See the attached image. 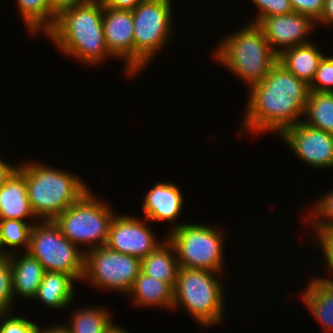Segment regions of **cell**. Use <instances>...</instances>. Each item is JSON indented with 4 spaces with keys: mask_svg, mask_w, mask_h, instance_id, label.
<instances>
[{
    "mask_svg": "<svg viewBox=\"0 0 333 333\" xmlns=\"http://www.w3.org/2000/svg\"><path fill=\"white\" fill-rule=\"evenodd\" d=\"M248 89L245 116L237 135H280L304 119L309 85L277 62L266 77ZM241 132V134H240Z\"/></svg>",
    "mask_w": 333,
    "mask_h": 333,
    "instance_id": "6da1fadb",
    "label": "cell"
},
{
    "mask_svg": "<svg viewBox=\"0 0 333 333\" xmlns=\"http://www.w3.org/2000/svg\"><path fill=\"white\" fill-rule=\"evenodd\" d=\"M103 5L86 1L62 11L45 34L57 50L88 66H99L109 58L103 33Z\"/></svg>",
    "mask_w": 333,
    "mask_h": 333,
    "instance_id": "7a4b0ae2",
    "label": "cell"
},
{
    "mask_svg": "<svg viewBox=\"0 0 333 333\" xmlns=\"http://www.w3.org/2000/svg\"><path fill=\"white\" fill-rule=\"evenodd\" d=\"M17 168L25 175L30 207L39 221H53L91 189L69 170L36 161L18 163Z\"/></svg>",
    "mask_w": 333,
    "mask_h": 333,
    "instance_id": "3957f363",
    "label": "cell"
},
{
    "mask_svg": "<svg viewBox=\"0 0 333 333\" xmlns=\"http://www.w3.org/2000/svg\"><path fill=\"white\" fill-rule=\"evenodd\" d=\"M242 27L218 41L212 56L249 88L266 77L278 55L257 24L248 22Z\"/></svg>",
    "mask_w": 333,
    "mask_h": 333,
    "instance_id": "277c9868",
    "label": "cell"
},
{
    "mask_svg": "<svg viewBox=\"0 0 333 333\" xmlns=\"http://www.w3.org/2000/svg\"><path fill=\"white\" fill-rule=\"evenodd\" d=\"M221 274L206 269L180 267L173 288L172 311L182 307L202 328L221 325L227 301L219 279Z\"/></svg>",
    "mask_w": 333,
    "mask_h": 333,
    "instance_id": "5b68a950",
    "label": "cell"
},
{
    "mask_svg": "<svg viewBox=\"0 0 333 333\" xmlns=\"http://www.w3.org/2000/svg\"><path fill=\"white\" fill-rule=\"evenodd\" d=\"M95 194L89 189L53 220L61 233L84 252L105 246L116 215L112 207ZM84 245L85 248L81 247Z\"/></svg>",
    "mask_w": 333,
    "mask_h": 333,
    "instance_id": "8992f818",
    "label": "cell"
},
{
    "mask_svg": "<svg viewBox=\"0 0 333 333\" xmlns=\"http://www.w3.org/2000/svg\"><path fill=\"white\" fill-rule=\"evenodd\" d=\"M216 226L185 222L166 233L176 251L179 267L217 273L226 270L223 250L226 236L222 228Z\"/></svg>",
    "mask_w": 333,
    "mask_h": 333,
    "instance_id": "52a82bcc",
    "label": "cell"
},
{
    "mask_svg": "<svg viewBox=\"0 0 333 333\" xmlns=\"http://www.w3.org/2000/svg\"><path fill=\"white\" fill-rule=\"evenodd\" d=\"M172 3V0H143L131 10L134 20V76H139L147 64L149 66L173 36Z\"/></svg>",
    "mask_w": 333,
    "mask_h": 333,
    "instance_id": "ba28073f",
    "label": "cell"
},
{
    "mask_svg": "<svg viewBox=\"0 0 333 333\" xmlns=\"http://www.w3.org/2000/svg\"><path fill=\"white\" fill-rule=\"evenodd\" d=\"M27 252L45 271L62 272L82 283L85 252L70 242L54 221H38L33 225Z\"/></svg>",
    "mask_w": 333,
    "mask_h": 333,
    "instance_id": "9c48e42d",
    "label": "cell"
},
{
    "mask_svg": "<svg viewBox=\"0 0 333 333\" xmlns=\"http://www.w3.org/2000/svg\"><path fill=\"white\" fill-rule=\"evenodd\" d=\"M140 271V258L101 246L85 252L82 281L95 289H109L126 295Z\"/></svg>",
    "mask_w": 333,
    "mask_h": 333,
    "instance_id": "30bf717a",
    "label": "cell"
},
{
    "mask_svg": "<svg viewBox=\"0 0 333 333\" xmlns=\"http://www.w3.org/2000/svg\"><path fill=\"white\" fill-rule=\"evenodd\" d=\"M279 138L303 163L319 170L333 168V134L300 121L286 128Z\"/></svg>",
    "mask_w": 333,
    "mask_h": 333,
    "instance_id": "8fae6325",
    "label": "cell"
},
{
    "mask_svg": "<svg viewBox=\"0 0 333 333\" xmlns=\"http://www.w3.org/2000/svg\"><path fill=\"white\" fill-rule=\"evenodd\" d=\"M150 221L134 215L116 214L113 218L105 246L122 254L140 259L147 257L166 239L158 240L152 231ZM149 225V226H148Z\"/></svg>",
    "mask_w": 333,
    "mask_h": 333,
    "instance_id": "7c38bea8",
    "label": "cell"
},
{
    "mask_svg": "<svg viewBox=\"0 0 333 333\" xmlns=\"http://www.w3.org/2000/svg\"><path fill=\"white\" fill-rule=\"evenodd\" d=\"M257 25L271 49L279 55L287 48L312 42L308 37L317 24L310 16L292 12L265 17Z\"/></svg>",
    "mask_w": 333,
    "mask_h": 333,
    "instance_id": "4fadbf2b",
    "label": "cell"
},
{
    "mask_svg": "<svg viewBox=\"0 0 333 333\" xmlns=\"http://www.w3.org/2000/svg\"><path fill=\"white\" fill-rule=\"evenodd\" d=\"M134 20L131 10L103 8V33L109 52L122 60L124 74L134 78ZM126 63V64H125Z\"/></svg>",
    "mask_w": 333,
    "mask_h": 333,
    "instance_id": "5bb4252c",
    "label": "cell"
},
{
    "mask_svg": "<svg viewBox=\"0 0 333 333\" xmlns=\"http://www.w3.org/2000/svg\"><path fill=\"white\" fill-rule=\"evenodd\" d=\"M146 190L142 199V210L145 219L153 222H171V229L173 230L181 226L185 222L178 224L177 218L181 214L183 209V193L178 185L171 182H157ZM177 223V224H176Z\"/></svg>",
    "mask_w": 333,
    "mask_h": 333,
    "instance_id": "9a60e30c",
    "label": "cell"
},
{
    "mask_svg": "<svg viewBox=\"0 0 333 333\" xmlns=\"http://www.w3.org/2000/svg\"><path fill=\"white\" fill-rule=\"evenodd\" d=\"M38 222L28 198L25 175L16 168L0 186V219Z\"/></svg>",
    "mask_w": 333,
    "mask_h": 333,
    "instance_id": "2e32d148",
    "label": "cell"
},
{
    "mask_svg": "<svg viewBox=\"0 0 333 333\" xmlns=\"http://www.w3.org/2000/svg\"><path fill=\"white\" fill-rule=\"evenodd\" d=\"M12 271L13 298L23 297L32 300L35 297L44 275L40 262L27 251L9 254ZM16 296V297H15ZM18 296V297H17Z\"/></svg>",
    "mask_w": 333,
    "mask_h": 333,
    "instance_id": "e0dca14e",
    "label": "cell"
},
{
    "mask_svg": "<svg viewBox=\"0 0 333 333\" xmlns=\"http://www.w3.org/2000/svg\"><path fill=\"white\" fill-rule=\"evenodd\" d=\"M307 284L300 293L301 301L321 324L324 333H330L333 330V281L318 276L311 277Z\"/></svg>",
    "mask_w": 333,
    "mask_h": 333,
    "instance_id": "ac0fdd59",
    "label": "cell"
},
{
    "mask_svg": "<svg viewBox=\"0 0 333 333\" xmlns=\"http://www.w3.org/2000/svg\"><path fill=\"white\" fill-rule=\"evenodd\" d=\"M77 280L62 272L45 271L42 282L33 300L40 301L50 309H64L75 299V285Z\"/></svg>",
    "mask_w": 333,
    "mask_h": 333,
    "instance_id": "d6986e66",
    "label": "cell"
},
{
    "mask_svg": "<svg viewBox=\"0 0 333 333\" xmlns=\"http://www.w3.org/2000/svg\"><path fill=\"white\" fill-rule=\"evenodd\" d=\"M173 287L140 271L127 294L135 307L173 309Z\"/></svg>",
    "mask_w": 333,
    "mask_h": 333,
    "instance_id": "ffe728a7",
    "label": "cell"
},
{
    "mask_svg": "<svg viewBox=\"0 0 333 333\" xmlns=\"http://www.w3.org/2000/svg\"><path fill=\"white\" fill-rule=\"evenodd\" d=\"M316 45L314 42H310L287 48L278 55V62L295 77L309 85L325 56Z\"/></svg>",
    "mask_w": 333,
    "mask_h": 333,
    "instance_id": "44dd1931",
    "label": "cell"
},
{
    "mask_svg": "<svg viewBox=\"0 0 333 333\" xmlns=\"http://www.w3.org/2000/svg\"><path fill=\"white\" fill-rule=\"evenodd\" d=\"M179 268L176 251L167 238L147 257L141 259V271L144 274L166 282L173 288Z\"/></svg>",
    "mask_w": 333,
    "mask_h": 333,
    "instance_id": "7402d4cb",
    "label": "cell"
},
{
    "mask_svg": "<svg viewBox=\"0 0 333 333\" xmlns=\"http://www.w3.org/2000/svg\"><path fill=\"white\" fill-rule=\"evenodd\" d=\"M25 29L30 35L46 34L57 16L51 11L48 0H16Z\"/></svg>",
    "mask_w": 333,
    "mask_h": 333,
    "instance_id": "603a6c76",
    "label": "cell"
},
{
    "mask_svg": "<svg viewBox=\"0 0 333 333\" xmlns=\"http://www.w3.org/2000/svg\"><path fill=\"white\" fill-rule=\"evenodd\" d=\"M85 307V308H84ZM72 311L69 323L64 324L70 333H104L113 322L106 307L84 306Z\"/></svg>",
    "mask_w": 333,
    "mask_h": 333,
    "instance_id": "cb8c5ba5",
    "label": "cell"
},
{
    "mask_svg": "<svg viewBox=\"0 0 333 333\" xmlns=\"http://www.w3.org/2000/svg\"><path fill=\"white\" fill-rule=\"evenodd\" d=\"M304 117L309 126L333 134V93L310 91Z\"/></svg>",
    "mask_w": 333,
    "mask_h": 333,
    "instance_id": "d4e9b609",
    "label": "cell"
},
{
    "mask_svg": "<svg viewBox=\"0 0 333 333\" xmlns=\"http://www.w3.org/2000/svg\"><path fill=\"white\" fill-rule=\"evenodd\" d=\"M37 222H26L16 219H0V239L2 256L20 251H27L30 241V233ZM22 249L20 250V248ZM7 249V250H6Z\"/></svg>",
    "mask_w": 333,
    "mask_h": 333,
    "instance_id": "484cf974",
    "label": "cell"
},
{
    "mask_svg": "<svg viewBox=\"0 0 333 333\" xmlns=\"http://www.w3.org/2000/svg\"><path fill=\"white\" fill-rule=\"evenodd\" d=\"M316 201H314L313 209L309 211L305 217V225L312 226L313 231L316 228H327L333 225V188L324 193ZM310 215V216H309Z\"/></svg>",
    "mask_w": 333,
    "mask_h": 333,
    "instance_id": "4316f807",
    "label": "cell"
},
{
    "mask_svg": "<svg viewBox=\"0 0 333 333\" xmlns=\"http://www.w3.org/2000/svg\"><path fill=\"white\" fill-rule=\"evenodd\" d=\"M12 271L9 255L0 256V314L13 311Z\"/></svg>",
    "mask_w": 333,
    "mask_h": 333,
    "instance_id": "83f0119b",
    "label": "cell"
},
{
    "mask_svg": "<svg viewBox=\"0 0 333 333\" xmlns=\"http://www.w3.org/2000/svg\"><path fill=\"white\" fill-rule=\"evenodd\" d=\"M313 233L316 235L314 240L318 241H316V246H318V248L320 247L322 255L324 253V265L322 268H326V270H328L327 272L330 273L328 274L330 278H324V276H320L319 278L327 281H333V225L328 226L327 228H316Z\"/></svg>",
    "mask_w": 333,
    "mask_h": 333,
    "instance_id": "f1b7e54d",
    "label": "cell"
},
{
    "mask_svg": "<svg viewBox=\"0 0 333 333\" xmlns=\"http://www.w3.org/2000/svg\"><path fill=\"white\" fill-rule=\"evenodd\" d=\"M313 92L333 93V56L325 55L321 60L313 80L309 84Z\"/></svg>",
    "mask_w": 333,
    "mask_h": 333,
    "instance_id": "f546056e",
    "label": "cell"
},
{
    "mask_svg": "<svg viewBox=\"0 0 333 333\" xmlns=\"http://www.w3.org/2000/svg\"><path fill=\"white\" fill-rule=\"evenodd\" d=\"M257 8L255 19L250 23L258 24L263 18L273 15H285L294 12L290 0H250Z\"/></svg>",
    "mask_w": 333,
    "mask_h": 333,
    "instance_id": "4dcf8cb0",
    "label": "cell"
},
{
    "mask_svg": "<svg viewBox=\"0 0 333 333\" xmlns=\"http://www.w3.org/2000/svg\"><path fill=\"white\" fill-rule=\"evenodd\" d=\"M38 324L12 311L0 314V333H38Z\"/></svg>",
    "mask_w": 333,
    "mask_h": 333,
    "instance_id": "1f68e13d",
    "label": "cell"
},
{
    "mask_svg": "<svg viewBox=\"0 0 333 333\" xmlns=\"http://www.w3.org/2000/svg\"><path fill=\"white\" fill-rule=\"evenodd\" d=\"M294 12L307 15L317 21L324 10L325 0H290Z\"/></svg>",
    "mask_w": 333,
    "mask_h": 333,
    "instance_id": "d6a6232c",
    "label": "cell"
},
{
    "mask_svg": "<svg viewBox=\"0 0 333 333\" xmlns=\"http://www.w3.org/2000/svg\"><path fill=\"white\" fill-rule=\"evenodd\" d=\"M51 11L58 16L62 11L73 8L87 0H48Z\"/></svg>",
    "mask_w": 333,
    "mask_h": 333,
    "instance_id": "836d02e7",
    "label": "cell"
},
{
    "mask_svg": "<svg viewBox=\"0 0 333 333\" xmlns=\"http://www.w3.org/2000/svg\"><path fill=\"white\" fill-rule=\"evenodd\" d=\"M143 0H104L101 4L103 7L134 10Z\"/></svg>",
    "mask_w": 333,
    "mask_h": 333,
    "instance_id": "e575fe53",
    "label": "cell"
},
{
    "mask_svg": "<svg viewBox=\"0 0 333 333\" xmlns=\"http://www.w3.org/2000/svg\"><path fill=\"white\" fill-rule=\"evenodd\" d=\"M319 23L326 27L333 25V0H325L323 13L316 21V24L320 25Z\"/></svg>",
    "mask_w": 333,
    "mask_h": 333,
    "instance_id": "d590c367",
    "label": "cell"
},
{
    "mask_svg": "<svg viewBox=\"0 0 333 333\" xmlns=\"http://www.w3.org/2000/svg\"><path fill=\"white\" fill-rule=\"evenodd\" d=\"M0 158V186L6 181V179L13 173V171L18 167V163L15 165L10 164L9 161Z\"/></svg>",
    "mask_w": 333,
    "mask_h": 333,
    "instance_id": "8d00e7d4",
    "label": "cell"
},
{
    "mask_svg": "<svg viewBox=\"0 0 333 333\" xmlns=\"http://www.w3.org/2000/svg\"><path fill=\"white\" fill-rule=\"evenodd\" d=\"M38 325V333H70L67 327L63 324L49 326V327H39Z\"/></svg>",
    "mask_w": 333,
    "mask_h": 333,
    "instance_id": "74e56055",
    "label": "cell"
},
{
    "mask_svg": "<svg viewBox=\"0 0 333 333\" xmlns=\"http://www.w3.org/2000/svg\"><path fill=\"white\" fill-rule=\"evenodd\" d=\"M104 333H129L126 329L119 326L114 321L109 325V327L104 331Z\"/></svg>",
    "mask_w": 333,
    "mask_h": 333,
    "instance_id": "f35d334b",
    "label": "cell"
},
{
    "mask_svg": "<svg viewBox=\"0 0 333 333\" xmlns=\"http://www.w3.org/2000/svg\"><path fill=\"white\" fill-rule=\"evenodd\" d=\"M87 1H90V2H99V3H102L104 0H87Z\"/></svg>",
    "mask_w": 333,
    "mask_h": 333,
    "instance_id": "ab89813d",
    "label": "cell"
},
{
    "mask_svg": "<svg viewBox=\"0 0 333 333\" xmlns=\"http://www.w3.org/2000/svg\"><path fill=\"white\" fill-rule=\"evenodd\" d=\"M0 256H2V245H1V239H0Z\"/></svg>",
    "mask_w": 333,
    "mask_h": 333,
    "instance_id": "60d3db41",
    "label": "cell"
}]
</instances>
